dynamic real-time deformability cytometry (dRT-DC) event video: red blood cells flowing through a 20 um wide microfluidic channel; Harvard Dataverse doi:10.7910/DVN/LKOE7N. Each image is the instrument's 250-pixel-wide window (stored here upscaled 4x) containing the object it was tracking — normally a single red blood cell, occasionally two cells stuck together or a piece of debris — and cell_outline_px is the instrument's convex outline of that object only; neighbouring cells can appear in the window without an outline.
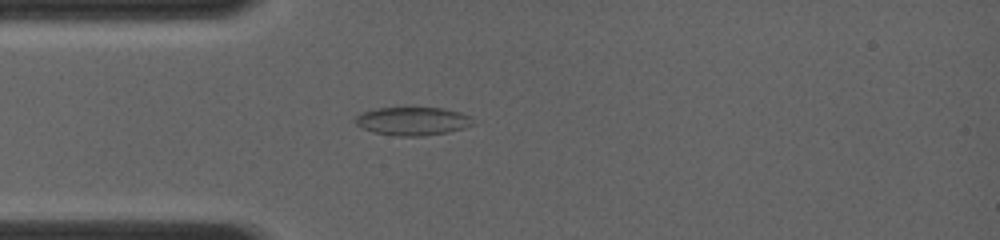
{"species": "common noctule bat (a hibernating species)", "species_latin": "Nyctalus noctula", "temperature_condition": "room temperature", "stored_images_in_passage": 7, "camera_frame_rate_fps": 4000, "um_per_image_px": 0.085, "animal": {"sex": "female", "body_mass_g": 19.0, "forearm_length_mm": 56.7}, "frame": {"image": 1, "passage_image": 4, "time_ms": 1.25, "image_size_px": [1000, 240], "cell_outline_px": [[476, 124], [464, 128], [448, 132], [424, 136], [396, 136], [372, 132], [356, 124], [352, 120], [356, 116], [364, 112], [376, 108], [444, 108], [460, 112], [472, 116]], "centroid_in_image_um": [35.11, 10.3], "position_along_channel_um": 49.9, "area_um2": 19.59}}
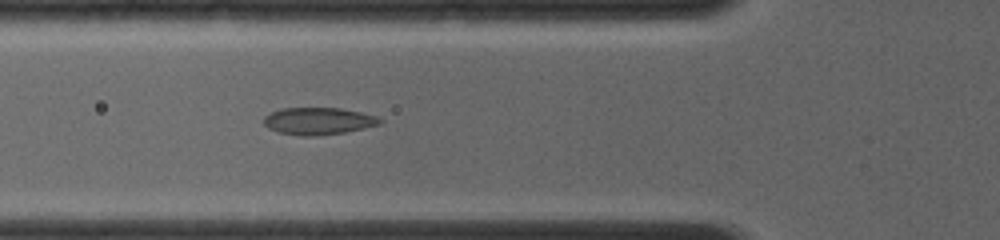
{"frame": {"image": 2, "passage_image": 7, "time_ms": 2.5, "image_size_px": [1000, 240], "cell_outline_px": [[384, 120], [380, 124], [364, 128], [344, 132], [312, 136], [300, 136], [276, 132], [268, 128], [264, 124], [264, 116], [268, 112], [284, 108], [340, 108], [360, 112], [376, 116]], "centroid_in_image_um": [27.02, 10.29], "position_along_channel_um": 98.8, "area_um2": 18.44}}